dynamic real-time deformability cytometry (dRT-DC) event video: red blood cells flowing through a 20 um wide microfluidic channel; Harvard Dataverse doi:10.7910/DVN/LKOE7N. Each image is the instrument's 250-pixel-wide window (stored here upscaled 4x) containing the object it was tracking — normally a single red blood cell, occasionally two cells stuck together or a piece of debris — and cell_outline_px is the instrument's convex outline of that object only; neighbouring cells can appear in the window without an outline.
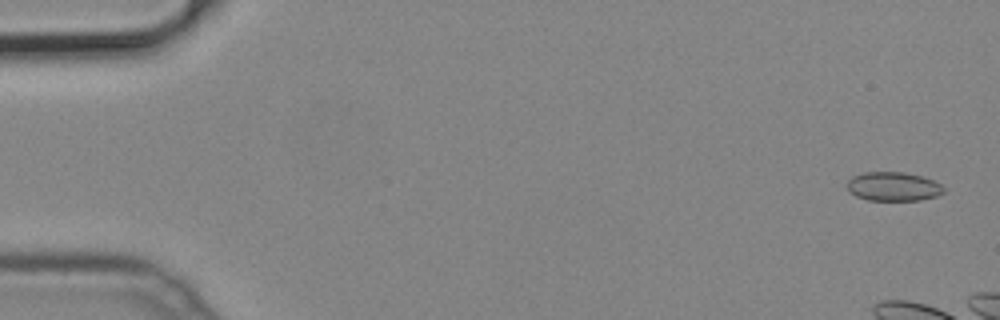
{"species": "common noctule bat (a hibernating species)", "species_latin": "Nyctalus noctula", "temperature_condition": "cold", "stored_images_in_passage": 8, "camera_frame_rate_fps": 3000, "um_per_image_px": 0.085, "animal": {"sex": "male", "body_mass_g": 19.2, "forearm_length_mm": 51.8}, "frame": {"image": 1, "passage_image": 2, "time_ms": 0.333, "image_size_px": [1000, 320], "cell_outline_px": [[944, 192], [936, 196], [920, 200], [868, 200], [856, 196], [848, 192], [848, 180], [852, 176], [864, 172], [904, 172], [920, 176], [932, 180], [940, 184], [944, 188]], "centroid_in_image_um": [75.9, 15.85], "position_along_channel_um": 9.1, "area_um2": 16.24}}